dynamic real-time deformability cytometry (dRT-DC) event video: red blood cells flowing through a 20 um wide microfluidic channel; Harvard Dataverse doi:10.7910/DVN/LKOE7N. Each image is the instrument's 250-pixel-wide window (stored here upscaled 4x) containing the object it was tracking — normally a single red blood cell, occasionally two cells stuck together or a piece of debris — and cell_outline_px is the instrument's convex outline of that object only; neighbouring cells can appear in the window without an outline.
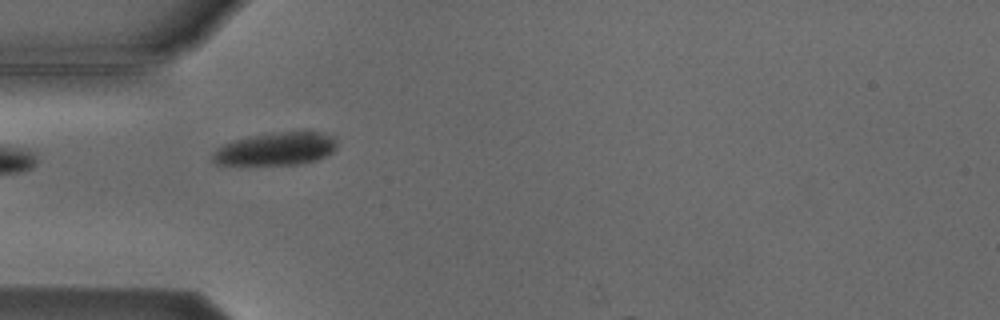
{"species": "Egyptian fruit bat (a non-hibernating species)", "species_latin": "Rousettus aegyptiacus", "temperature_condition": "cold", "stored_images_in_passage": 5, "camera_frame_rate_fps": 3000, "um_per_image_px": 0.085, "animal": {"sex": "male"}, "frame": {"image": 1, "passage_image": 5, "time_ms": 4.667, "image_size_px": [1000, 320], "cell_outline_px": [[336, 148], [328, 156], [316, 160], [296, 164], [240, 168], [216, 164], [212, 160], [212, 152], [216, 148], [224, 144], [236, 140], [252, 136], [280, 132], [324, 132], [336, 136]], "centroid_in_image_um": [23.39, 12.71], "position_along_channel_um": 61.6, "area_um2": 24.8}}